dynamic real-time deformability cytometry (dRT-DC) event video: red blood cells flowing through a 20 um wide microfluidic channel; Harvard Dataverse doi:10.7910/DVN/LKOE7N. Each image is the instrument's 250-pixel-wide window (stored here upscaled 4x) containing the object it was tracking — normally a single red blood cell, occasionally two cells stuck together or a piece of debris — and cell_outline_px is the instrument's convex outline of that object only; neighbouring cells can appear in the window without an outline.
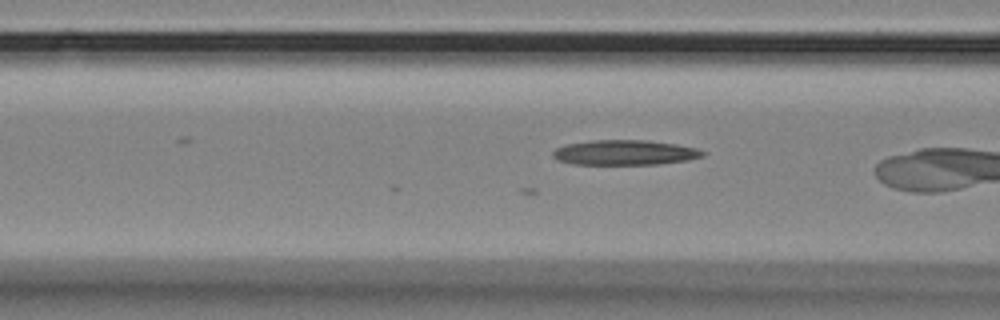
{"species": "Egyptian fruit bat (a non-hibernating species)", "species_latin": "Rousettus aegyptiacus", "temperature_condition": "room temperature", "stored_images_in_passage": 5, "camera_frame_rate_fps": 3000, "um_per_image_px": 0.085, "animal": {"sex": "female"}, "frame": {"image": 1, "passage_image": 5, "time_ms": 1.333, "image_size_px": [1000, 320], "cell_outline_px": [[704, 156], [688, 160], [656, 164], [572, 164], [560, 160], [552, 156], [552, 152], [556, 148], [568, 144], [592, 140], [648, 140], [676, 144], [696, 148], [704, 152]], "centroid_in_image_um": [53.11, 12.96], "position_along_channel_um": 113.5, "area_um2": 21.68}}